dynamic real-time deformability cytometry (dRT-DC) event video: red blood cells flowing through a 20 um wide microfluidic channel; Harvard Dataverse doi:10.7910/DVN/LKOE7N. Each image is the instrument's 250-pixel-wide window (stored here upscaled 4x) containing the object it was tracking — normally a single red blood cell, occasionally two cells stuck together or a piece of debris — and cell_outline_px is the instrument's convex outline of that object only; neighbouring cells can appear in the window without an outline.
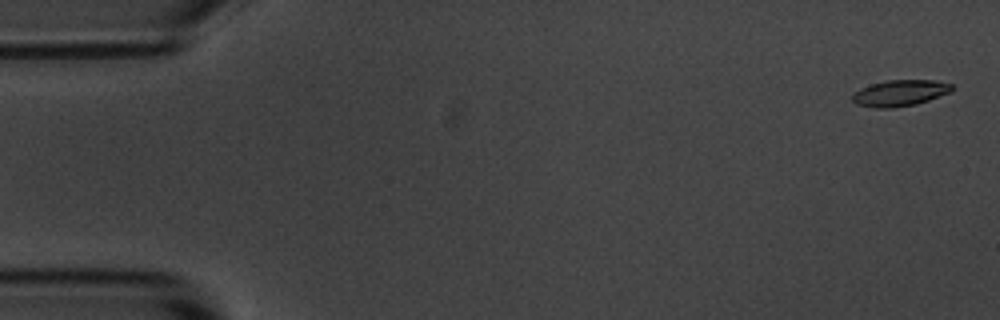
{"species": "common noctule bat (a hibernating species)", "species_latin": "Nyctalus noctula", "temperature_condition": "room temperature", "stored_images_in_passage": 56, "camera_frame_rate_fps": 3000, "um_per_image_px": 0.085, "animal": {"sex": "male", "body_mass_g": 20.1, "forearm_length_mm": 53.5}, "frame": {"image": 1, "passage_image": 2, "time_ms": 0.333, "image_size_px": [1000, 320], "cell_outline_px": [[956, 88], [952, 92], [916, 104], [892, 108], [872, 108], [856, 104], [852, 100], [852, 92], [860, 88], [872, 84], [888, 80], [932, 80], [952, 84]], "centroid_in_image_um": [76.49, 7.91], "position_along_channel_um": 8.5, "area_um2": 15.37}}
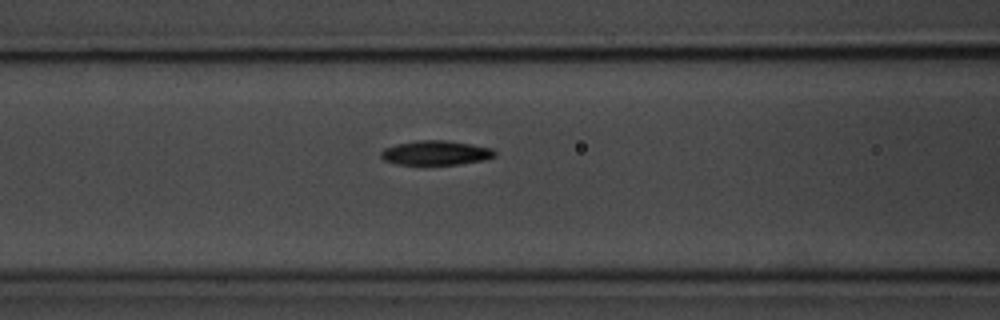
{"frame": {"image": 2, "passage_image": 23, "time_ms": 7.333, "image_size_px": [1000, 320], "cell_outline_px": [[496, 156], [484, 160], [460, 164], [396, 164], [384, 160], [380, 156], [380, 152], [384, 148], [396, 144], [420, 140], [444, 140], [492, 148], [496, 152]], "centroid_in_image_um": [37.03, 12.99], "position_along_channel_um": 129.6, "area_um2": 16.07}}
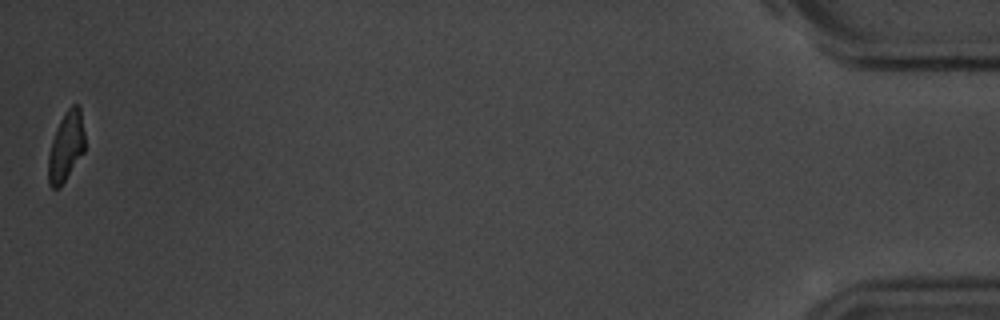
{"frame": {"image": 3, "passage_image": 56, "time_ms": 18.333, "image_size_px": [1000, 320], "cell_outline_px": [[84, 152], [60, 188], [52, 188], [48, 184], [48, 156], [52, 140], [60, 120], [64, 112], [72, 104], [80, 104], [84, 132]], "centroid_in_image_um": [5.61, 12.45], "position_along_channel_um": 429.6, "area_um2": 14.91}, "authors_computed_cell_mechanics": {"area_um2": 16.0395, "velocity_mm_per_s": 3.6014, "shape_relaxation_time_tau1_ms": 2.6889, "shape_relaxation_time_tau2_ms": 4.2021, "deformation_change_tau1": 0.126, "deformation_change_tau2": 0.0954}}